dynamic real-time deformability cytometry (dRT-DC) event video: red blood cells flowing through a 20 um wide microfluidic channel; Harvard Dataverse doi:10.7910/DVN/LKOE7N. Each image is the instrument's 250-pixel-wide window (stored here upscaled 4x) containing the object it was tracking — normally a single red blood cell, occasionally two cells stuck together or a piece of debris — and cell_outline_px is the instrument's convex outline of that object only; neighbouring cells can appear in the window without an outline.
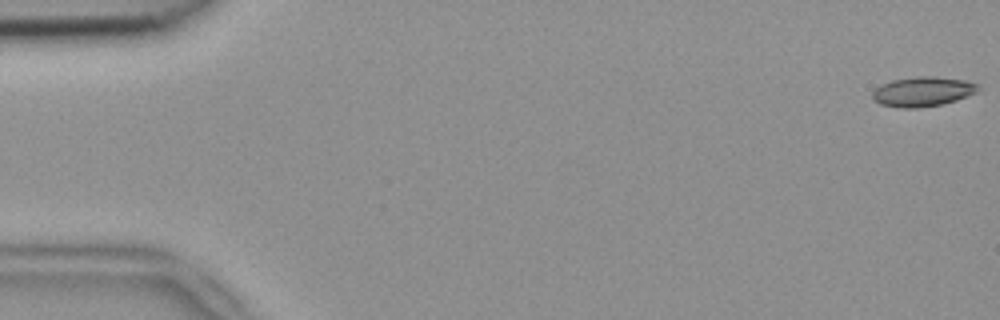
{"species": "common noctule bat (a hibernating species)", "species_latin": "Nyctalus noctula", "temperature_condition": "room temperature", "stored_images_in_passage": 13, "camera_frame_rate_fps": 3000, "um_per_image_px": 0.085, "animal": {"sex": "female", "body_mass_g": 18.4}, "frame": {"image": 1, "passage_image": 1, "time_ms": 0.0, "image_size_px": [1000, 320], "cell_outline_px": [[980, 88], [976, 92], [956, 100], [944, 104], [916, 108], [900, 108], [880, 104], [872, 100], [872, 92], [880, 84], [892, 80], [916, 76], [936, 76], [964, 80], [980, 84]], "centroid_in_image_um": [78.41, 7.78], "position_along_channel_um": 6.6, "area_um2": 18.5}}